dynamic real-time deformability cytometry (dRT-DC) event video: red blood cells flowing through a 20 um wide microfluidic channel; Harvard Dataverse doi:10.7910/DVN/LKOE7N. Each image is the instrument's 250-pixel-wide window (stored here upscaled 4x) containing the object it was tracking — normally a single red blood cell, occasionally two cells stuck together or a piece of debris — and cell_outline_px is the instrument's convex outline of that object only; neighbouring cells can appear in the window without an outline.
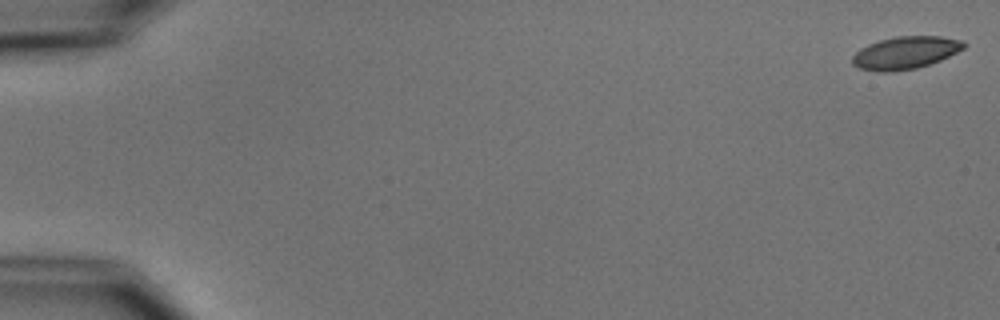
{"species": "common noctule bat (a hibernating species)", "species_latin": "Nyctalus noctula", "temperature_condition": "cold", "stored_images_in_passage": 7, "camera_frame_rate_fps": 3000, "um_per_image_px": 0.085, "animal": {"sex": "male", "body_mass_g": 15.6}, "frame": {"image": 1, "passage_image": 1, "time_ms": 0.0, "image_size_px": [1000, 320], "cell_outline_px": [[968, 44], [964, 48], [940, 60], [916, 68], [892, 72], [876, 72], [860, 68], [852, 64], [852, 56], [860, 48], [868, 44], [880, 40], [896, 36], [940, 36], [964, 40]], "centroid_in_image_um": [76.95, 4.48], "position_along_channel_um": 8.0, "area_um2": 21.21}}
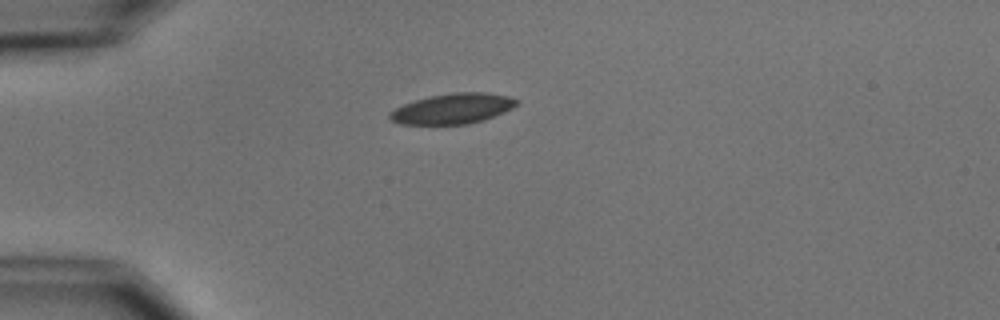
{"frame": {"image": 2, "passage_image": 5, "time_ms": 4.667, "image_size_px": [1000, 320], "cell_outline_px": [[520, 104], [504, 112], [484, 120], [468, 124], [400, 124], [392, 120], [388, 116], [388, 112], [404, 104], [416, 100], [432, 96], [452, 92], [488, 92], [508, 96], [520, 100]], "centroid_in_image_um": [38.53, 9.23], "position_along_channel_um": 46.5, "area_um2": 22.48}}